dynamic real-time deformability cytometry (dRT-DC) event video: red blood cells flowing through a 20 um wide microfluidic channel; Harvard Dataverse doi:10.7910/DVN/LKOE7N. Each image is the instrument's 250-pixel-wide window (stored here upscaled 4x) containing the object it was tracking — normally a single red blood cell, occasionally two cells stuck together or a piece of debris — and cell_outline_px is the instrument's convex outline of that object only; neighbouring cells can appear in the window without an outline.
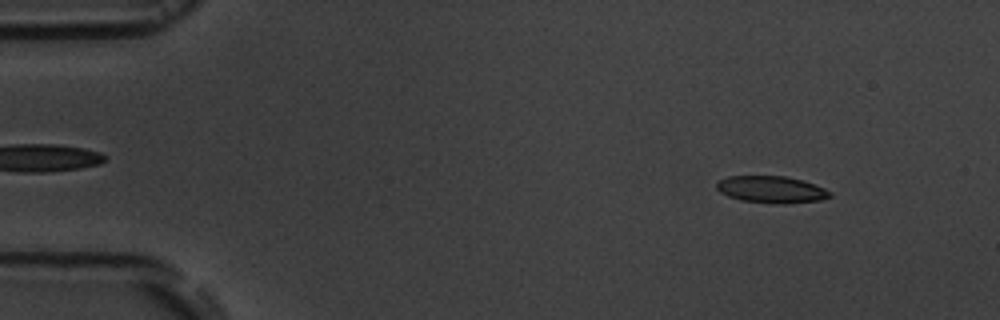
{"species": "common noctule bat (a hibernating species)", "species_latin": "Nyctalus noctula", "temperature_condition": "room temperature", "stored_images_in_passage": 10, "camera_frame_rate_fps": 3000, "um_per_image_px": 0.085, "animal": {"sex": "male", "body_mass_g": 19.5, "forearm_length_mm": 54.6}, "frame": {"image": 1, "passage_image": 1, "time_ms": 0.0, "image_size_px": [1000, 320], "cell_outline_px": [[832, 196], [820, 200], [788, 204], [772, 204], [740, 200], [728, 196], [720, 192], [716, 188], [716, 184], [720, 180], [728, 176], [784, 176], [804, 180], [824, 188], [832, 192]], "centroid_in_image_um": [65.59, 16.12], "position_along_channel_um": 19.4, "area_um2": 17.98}}
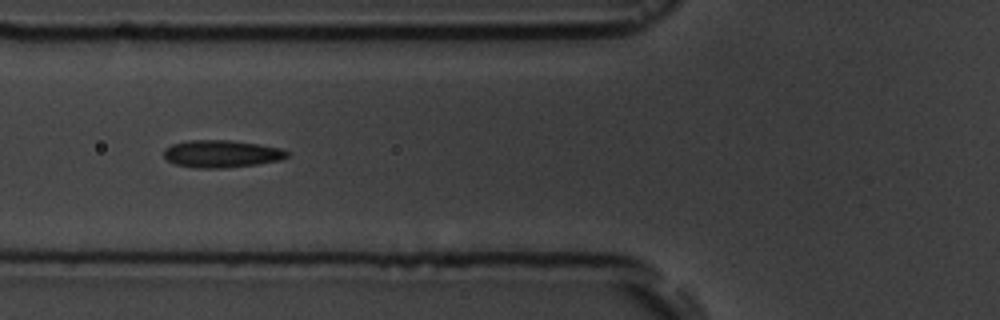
{"frame": {"image": 2, "passage_image": 5, "time_ms": 5.0, "image_size_px": [1000, 320], "cell_outline_px": [[288, 156], [280, 160], [256, 164], [224, 168], [196, 168], [176, 164], [168, 160], [164, 156], [164, 148], [172, 144], [192, 140], [228, 140], [256, 144], [280, 148], [288, 152]], "centroid_in_image_um": [18.81, 13.08], "position_along_channel_um": 107.0, "area_um2": 19.42}}
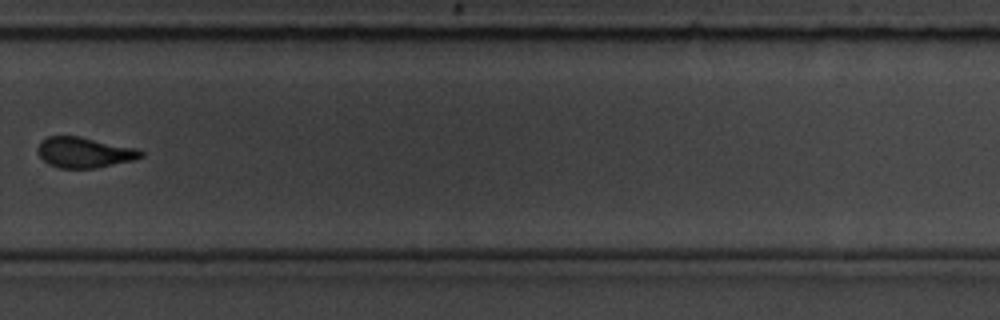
{"frame": {"image": 3, "passage_image": 10, "time_ms": 11.0, "image_size_px": [1000, 320], "cell_outline_px": [[144, 156], [132, 160], [96, 168], [60, 168], [48, 164], [36, 152], [36, 148], [48, 136], [80, 136], [136, 148], [144, 152]], "centroid_in_image_um": [7.16, 12.96], "position_along_channel_um": 322.6, "area_um2": 18.26}}